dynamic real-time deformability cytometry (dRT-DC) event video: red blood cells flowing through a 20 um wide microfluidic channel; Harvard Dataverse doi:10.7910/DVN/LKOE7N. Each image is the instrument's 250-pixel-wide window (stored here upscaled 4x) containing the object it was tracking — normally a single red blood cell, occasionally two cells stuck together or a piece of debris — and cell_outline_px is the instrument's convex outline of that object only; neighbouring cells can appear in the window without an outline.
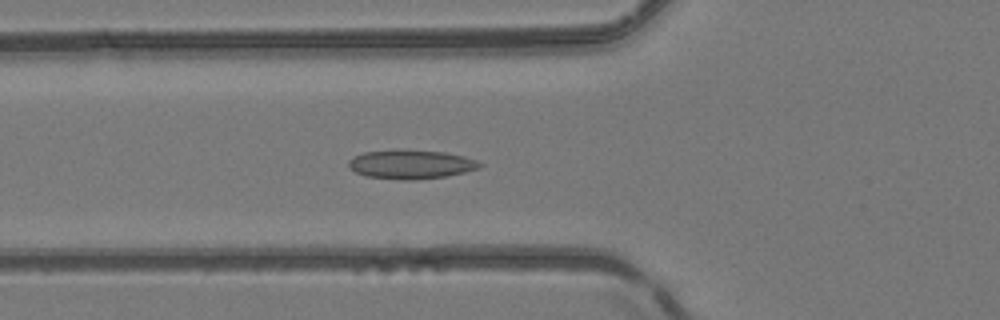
{"species": "common noctule bat (a hibernating species)", "species_latin": "Nyctalus noctula", "temperature_condition": "room temperature", "stored_images_in_passage": 50, "camera_frame_rate_fps": 3000, "um_per_image_px": 0.085, "animal": {"sex": "female", "body_mass_g": 24.6, "forearm_length_mm": 56.2}, "frame": {"image": 1, "passage_image": 19, "time_ms": 6.0, "image_size_px": [1000, 320], "cell_outline_px": [[484, 164], [480, 168], [464, 172], [444, 176], [412, 180], [404, 180], [364, 176], [356, 172], [348, 164], [348, 160], [352, 156], [364, 152], [444, 152], [464, 156], [476, 160]], "centroid_in_image_um": [34.95, 14.0], "position_along_channel_um": 90.9, "area_um2": 21.27}}
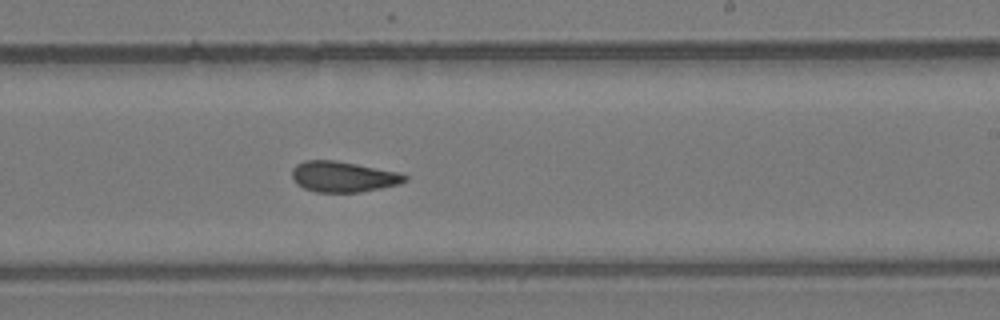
{"frame": {"image": 2, "passage_image": 31, "time_ms": 10.0, "image_size_px": [1000, 320], "cell_outline_px": [[408, 180], [400, 184], [360, 192], [316, 192], [304, 188], [296, 184], [292, 180], [292, 168], [296, 164], [304, 160], [336, 160], [400, 172], [408, 176]], "centroid_in_image_um": [29.16, 15.01], "position_along_channel_um": 259.8, "area_um2": 20.4}}
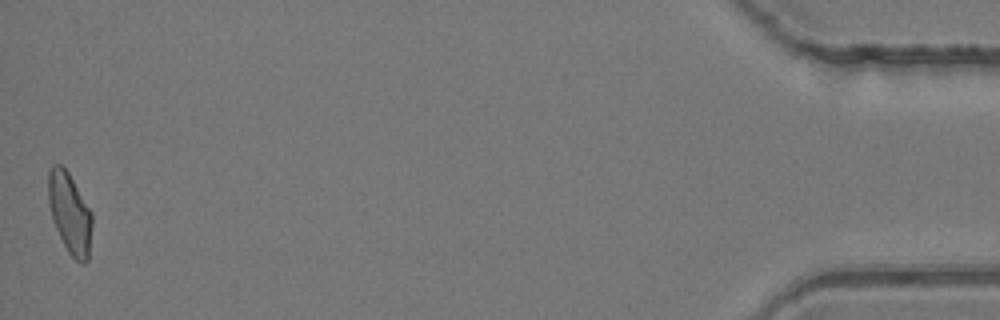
{"frame": {"image": 3, "passage_image": 50, "time_ms": 16.333, "image_size_px": [1000, 320], "cell_outline_px": [[92, 228], [88, 260], [84, 264], [80, 264], [68, 252], [52, 220], [48, 200], [48, 172], [52, 164], [60, 164], [68, 172], [92, 212]], "centroid_in_image_um": [5.93, 18.12], "position_along_channel_um": 429.3, "area_um2": 20.63}, "authors_computed_cell_mechanics": {"area_um2": 20.6924, "velocity_mm_per_s": 4.2103, "shape_relaxation_time_tau1_ms": null, "shape_relaxation_time_tau2_ms": 2.1544, "deformation_change_tau1": null, "deformation_change_tau2": 0.07}}